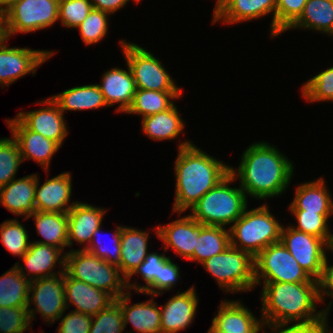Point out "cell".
Wrapping results in <instances>:
<instances>
[{"label":"cell","mask_w":333,"mask_h":333,"mask_svg":"<svg viewBox=\"0 0 333 333\" xmlns=\"http://www.w3.org/2000/svg\"><path fill=\"white\" fill-rule=\"evenodd\" d=\"M157 238L163 241L164 251L169 248L181 258L189 260L196 247V238L199 233V222L190 214L180 217L167 225H159L154 229Z\"/></svg>","instance_id":"18"},{"label":"cell","mask_w":333,"mask_h":333,"mask_svg":"<svg viewBox=\"0 0 333 333\" xmlns=\"http://www.w3.org/2000/svg\"><path fill=\"white\" fill-rule=\"evenodd\" d=\"M18 0H0V15L6 14Z\"/></svg>","instance_id":"52"},{"label":"cell","mask_w":333,"mask_h":333,"mask_svg":"<svg viewBox=\"0 0 333 333\" xmlns=\"http://www.w3.org/2000/svg\"><path fill=\"white\" fill-rule=\"evenodd\" d=\"M28 307H0V333H24L31 322Z\"/></svg>","instance_id":"45"},{"label":"cell","mask_w":333,"mask_h":333,"mask_svg":"<svg viewBox=\"0 0 333 333\" xmlns=\"http://www.w3.org/2000/svg\"><path fill=\"white\" fill-rule=\"evenodd\" d=\"M64 272L58 270L59 275L44 277L31 281L28 297V315L30 322L34 320L36 311L42 315L45 322L54 323L67 309L64 292ZM35 309H31V303Z\"/></svg>","instance_id":"11"},{"label":"cell","mask_w":333,"mask_h":333,"mask_svg":"<svg viewBox=\"0 0 333 333\" xmlns=\"http://www.w3.org/2000/svg\"><path fill=\"white\" fill-rule=\"evenodd\" d=\"M124 329L121 307L114 301L107 308L92 316L89 333H122Z\"/></svg>","instance_id":"42"},{"label":"cell","mask_w":333,"mask_h":333,"mask_svg":"<svg viewBox=\"0 0 333 333\" xmlns=\"http://www.w3.org/2000/svg\"><path fill=\"white\" fill-rule=\"evenodd\" d=\"M34 217L36 231L44 240L35 241L52 245L64 251L68 247V217L67 213L35 211L27 219Z\"/></svg>","instance_id":"30"},{"label":"cell","mask_w":333,"mask_h":333,"mask_svg":"<svg viewBox=\"0 0 333 333\" xmlns=\"http://www.w3.org/2000/svg\"><path fill=\"white\" fill-rule=\"evenodd\" d=\"M141 122L143 133L155 141L175 139L185 127L175 104L165 111L142 118Z\"/></svg>","instance_id":"31"},{"label":"cell","mask_w":333,"mask_h":333,"mask_svg":"<svg viewBox=\"0 0 333 333\" xmlns=\"http://www.w3.org/2000/svg\"><path fill=\"white\" fill-rule=\"evenodd\" d=\"M229 246L230 231L221 226H206L199 223L198 238H196V247L190 261L203 263L212 256L222 253Z\"/></svg>","instance_id":"33"},{"label":"cell","mask_w":333,"mask_h":333,"mask_svg":"<svg viewBox=\"0 0 333 333\" xmlns=\"http://www.w3.org/2000/svg\"><path fill=\"white\" fill-rule=\"evenodd\" d=\"M280 242L312 279L320 278L328 250V244L323 239L290 225L282 227Z\"/></svg>","instance_id":"12"},{"label":"cell","mask_w":333,"mask_h":333,"mask_svg":"<svg viewBox=\"0 0 333 333\" xmlns=\"http://www.w3.org/2000/svg\"><path fill=\"white\" fill-rule=\"evenodd\" d=\"M177 293L165 305L160 306L161 333H178L193 323L198 306L195 288L192 286Z\"/></svg>","instance_id":"20"},{"label":"cell","mask_w":333,"mask_h":333,"mask_svg":"<svg viewBox=\"0 0 333 333\" xmlns=\"http://www.w3.org/2000/svg\"><path fill=\"white\" fill-rule=\"evenodd\" d=\"M3 15H0V41L4 38Z\"/></svg>","instance_id":"53"},{"label":"cell","mask_w":333,"mask_h":333,"mask_svg":"<svg viewBox=\"0 0 333 333\" xmlns=\"http://www.w3.org/2000/svg\"><path fill=\"white\" fill-rule=\"evenodd\" d=\"M227 0H216V5L214 8V13L226 2Z\"/></svg>","instance_id":"55"},{"label":"cell","mask_w":333,"mask_h":333,"mask_svg":"<svg viewBox=\"0 0 333 333\" xmlns=\"http://www.w3.org/2000/svg\"><path fill=\"white\" fill-rule=\"evenodd\" d=\"M28 231L18 220H6L0 225V239L3 246L13 255L23 257L31 241Z\"/></svg>","instance_id":"37"},{"label":"cell","mask_w":333,"mask_h":333,"mask_svg":"<svg viewBox=\"0 0 333 333\" xmlns=\"http://www.w3.org/2000/svg\"><path fill=\"white\" fill-rule=\"evenodd\" d=\"M130 0H90L92 7L109 14H114L124 7Z\"/></svg>","instance_id":"51"},{"label":"cell","mask_w":333,"mask_h":333,"mask_svg":"<svg viewBox=\"0 0 333 333\" xmlns=\"http://www.w3.org/2000/svg\"><path fill=\"white\" fill-rule=\"evenodd\" d=\"M298 27L333 36V0H307L300 17L286 31Z\"/></svg>","instance_id":"32"},{"label":"cell","mask_w":333,"mask_h":333,"mask_svg":"<svg viewBox=\"0 0 333 333\" xmlns=\"http://www.w3.org/2000/svg\"><path fill=\"white\" fill-rule=\"evenodd\" d=\"M62 316L58 318L62 320L57 333H89L92 316L72 310L66 316Z\"/></svg>","instance_id":"47"},{"label":"cell","mask_w":333,"mask_h":333,"mask_svg":"<svg viewBox=\"0 0 333 333\" xmlns=\"http://www.w3.org/2000/svg\"><path fill=\"white\" fill-rule=\"evenodd\" d=\"M149 232L123 226L121 231V255L118 268L128 279L145 260L148 249ZM149 235V236H148Z\"/></svg>","instance_id":"27"},{"label":"cell","mask_w":333,"mask_h":333,"mask_svg":"<svg viewBox=\"0 0 333 333\" xmlns=\"http://www.w3.org/2000/svg\"><path fill=\"white\" fill-rule=\"evenodd\" d=\"M65 272L76 280L106 291L115 300L128 290L127 279L118 266L83 249L65 253Z\"/></svg>","instance_id":"6"},{"label":"cell","mask_w":333,"mask_h":333,"mask_svg":"<svg viewBox=\"0 0 333 333\" xmlns=\"http://www.w3.org/2000/svg\"><path fill=\"white\" fill-rule=\"evenodd\" d=\"M323 177L305 182L296 189L289 210H306L311 213H333V201Z\"/></svg>","instance_id":"28"},{"label":"cell","mask_w":333,"mask_h":333,"mask_svg":"<svg viewBox=\"0 0 333 333\" xmlns=\"http://www.w3.org/2000/svg\"><path fill=\"white\" fill-rule=\"evenodd\" d=\"M267 204L244 211L229 228L231 246L254 258L266 247L280 242L282 224L270 213ZM248 210V211H247Z\"/></svg>","instance_id":"5"},{"label":"cell","mask_w":333,"mask_h":333,"mask_svg":"<svg viewBox=\"0 0 333 333\" xmlns=\"http://www.w3.org/2000/svg\"><path fill=\"white\" fill-rule=\"evenodd\" d=\"M7 38L0 41V86H8L27 74L35 75L37 67L46 62L55 52L32 50L6 45Z\"/></svg>","instance_id":"13"},{"label":"cell","mask_w":333,"mask_h":333,"mask_svg":"<svg viewBox=\"0 0 333 333\" xmlns=\"http://www.w3.org/2000/svg\"><path fill=\"white\" fill-rule=\"evenodd\" d=\"M71 183L70 171L47 179L41 185L37 175L35 190L36 211L67 213L77 203V201L70 203V196L72 195Z\"/></svg>","instance_id":"17"},{"label":"cell","mask_w":333,"mask_h":333,"mask_svg":"<svg viewBox=\"0 0 333 333\" xmlns=\"http://www.w3.org/2000/svg\"><path fill=\"white\" fill-rule=\"evenodd\" d=\"M127 71L111 68L102 75V84H97L108 106L118 103L116 112L125 113L130 108L136 93V84L129 66Z\"/></svg>","instance_id":"24"},{"label":"cell","mask_w":333,"mask_h":333,"mask_svg":"<svg viewBox=\"0 0 333 333\" xmlns=\"http://www.w3.org/2000/svg\"><path fill=\"white\" fill-rule=\"evenodd\" d=\"M255 284L262 282L318 283L298 264L281 242L271 244L255 258Z\"/></svg>","instance_id":"8"},{"label":"cell","mask_w":333,"mask_h":333,"mask_svg":"<svg viewBox=\"0 0 333 333\" xmlns=\"http://www.w3.org/2000/svg\"><path fill=\"white\" fill-rule=\"evenodd\" d=\"M22 162L17 141L13 137L0 138V187L15 179Z\"/></svg>","instance_id":"38"},{"label":"cell","mask_w":333,"mask_h":333,"mask_svg":"<svg viewBox=\"0 0 333 333\" xmlns=\"http://www.w3.org/2000/svg\"><path fill=\"white\" fill-rule=\"evenodd\" d=\"M110 14L98 9H92L85 20L77 27L80 32L82 41L86 45L101 42L107 35L108 16Z\"/></svg>","instance_id":"41"},{"label":"cell","mask_w":333,"mask_h":333,"mask_svg":"<svg viewBox=\"0 0 333 333\" xmlns=\"http://www.w3.org/2000/svg\"><path fill=\"white\" fill-rule=\"evenodd\" d=\"M181 91H154L137 89L133 102L126 113L147 117L169 109L173 99L182 96ZM172 100V101H171Z\"/></svg>","instance_id":"34"},{"label":"cell","mask_w":333,"mask_h":333,"mask_svg":"<svg viewBox=\"0 0 333 333\" xmlns=\"http://www.w3.org/2000/svg\"><path fill=\"white\" fill-rule=\"evenodd\" d=\"M6 121L12 137L18 143L22 160H34L48 173L50 160L61 146L57 142L29 130L17 117Z\"/></svg>","instance_id":"15"},{"label":"cell","mask_w":333,"mask_h":333,"mask_svg":"<svg viewBox=\"0 0 333 333\" xmlns=\"http://www.w3.org/2000/svg\"><path fill=\"white\" fill-rule=\"evenodd\" d=\"M218 285L228 293L249 292L255 284L254 257L233 246L202 263Z\"/></svg>","instance_id":"7"},{"label":"cell","mask_w":333,"mask_h":333,"mask_svg":"<svg viewBox=\"0 0 333 333\" xmlns=\"http://www.w3.org/2000/svg\"><path fill=\"white\" fill-rule=\"evenodd\" d=\"M93 9L90 0H59L58 20L67 28H77Z\"/></svg>","instance_id":"43"},{"label":"cell","mask_w":333,"mask_h":333,"mask_svg":"<svg viewBox=\"0 0 333 333\" xmlns=\"http://www.w3.org/2000/svg\"><path fill=\"white\" fill-rule=\"evenodd\" d=\"M37 174L13 179L7 185L0 187V203L15 215H23L27 220L35 211V190Z\"/></svg>","instance_id":"26"},{"label":"cell","mask_w":333,"mask_h":333,"mask_svg":"<svg viewBox=\"0 0 333 333\" xmlns=\"http://www.w3.org/2000/svg\"><path fill=\"white\" fill-rule=\"evenodd\" d=\"M64 292L67 308L76 306L75 312L95 316L107 308L115 299L106 291L76 280L64 272ZM69 302V303H68Z\"/></svg>","instance_id":"21"},{"label":"cell","mask_w":333,"mask_h":333,"mask_svg":"<svg viewBox=\"0 0 333 333\" xmlns=\"http://www.w3.org/2000/svg\"><path fill=\"white\" fill-rule=\"evenodd\" d=\"M169 257L165 256V252L158 254L156 252L148 253L145 260L138 266L134 273L127 279V289L136 291L135 293H143L146 295H157V276H159L160 265ZM135 274H140L146 285L139 286L131 283L129 280Z\"/></svg>","instance_id":"36"},{"label":"cell","mask_w":333,"mask_h":333,"mask_svg":"<svg viewBox=\"0 0 333 333\" xmlns=\"http://www.w3.org/2000/svg\"><path fill=\"white\" fill-rule=\"evenodd\" d=\"M58 9L59 0H18L3 15L5 38L54 25L58 21Z\"/></svg>","instance_id":"10"},{"label":"cell","mask_w":333,"mask_h":333,"mask_svg":"<svg viewBox=\"0 0 333 333\" xmlns=\"http://www.w3.org/2000/svg\"><path fill=\"white\" fill-rule=\"evenodd\" d=\"M235 180L229 174L190 208V215L206 226L226 227L233 224L248 207L247 196L242 188L229 186Z\"/></svg>","instance_id":"4"},{"label":"cell","mask_w":333,"mask_h":333,"mask_svg":"<svg viewBox=\"0 0 333 333\" xmlns=\"http://www.w3.org/2000/svg\"><path fill=\"white\" fill-rule=\"evenodd\" d=\"M120 44L137 89L180 91L164 65L154 57L153 53L126 40H121Z\"/></svg>","instance_id":"9"},{"label":"cell","mask_w":333,"mask_h":333,"mask_svg":"<svg viewBox=\"0 0 333 333\" xmlns=\"http://www.w3.org/2000/svg\"><path fill=\"white\" fill-rule=\"evenodd\" d=\"M237 170L230 174L239 178L240 187L257 200L277 197L288 188L293 176V162L275 145L259 141L252 143L242 154Z\"/></svg>","instance_id":"1"},{"label":"cell","mask_w":333,"mask_h":333,"mask_svg":"<svg viewBox=\"0 0 333 333\" xmlns=\"http://www.w3.org/2000/svg\"><path fill=\"white\" fill-rule=\"evenodd\" d=\"M31 281L14 266L0 277V307H28Z\"/></svg>","instance_id":"35"},{"label":"cell","mask_w":333,"mask_h":333,"mask_svg":"<svg viewBox=\"0 0 333 333\" xmlns=\"http://www.w3.org/2000/svg\"><path fill=\"white\" fill-rule=\"evenodd\" d=\"M302 96L309 102L333 101V66L302 85Z\"/></svg>","instance_id":"40"},{"label":"cell","mask_w":333,"mask_h":333,"mask_svg":"<svg viewBox=\"0 0 333 333\" xmlns=\"http://www.w3.org/2000/svg\"><path fill=\"white\" fill-rule=\"evenodd\" d=\"M318 281V299L324 302V296H332L333 299V265H328L327 256L322 267V273Z\"/></svg>","instance_id":"50"},{"label":"cell","mask_w":333,"mask_h":333,"mask_svg":"<svg viewBox=\"0 0 333 333\" xmlns=\"http://www.w3.org/2000/svg\"><path fill=\"white\" fill-rule=\"evenodd\" d=\"M328 320H316L308 323H288L264 325L271 329V333H321L327 326ZM264 333L265 330H263Z\"/></svg>","instance_id":"48"},{"label":"cell","mask_w":333,"mask_h":333,"mask_svg":"<svg viewBox=\"0 0 333 333\" xmlns=\"http://www.w3.org/2000/svg\"><path fill=\"white\" fill-rule=\"evenodd\" d=\"M212 319V324L225 333H259L264 329L262 319L258 321L251 310L241 301L223 300Z\"/></svg>","instance_id":"23"},{"label":"cell","mask_w":333,"mask_h":333,"mask_svg":"<svg viewBox=\"0 0 333 333\" xmlns=\"http://www.w3.org/2000/svg\"><path fill=\"white\" fill-rule=\"evenodd\" d=\"M307 0H276V37L301 15Z\"/></svg>","instance_id":"46"},{"label":"cell","mask_w":333,"mask_h":333,"mask_svg":"<svg viewBox=\"0 0 333 333\" xmlns=\"http://www.w3.org/2000/svg\"><path fill=\"white\" fill-rule=\"evenodd\" d=\"M62 253L61 249L52 245L31 242L28 251L21 258L24 265H20L18 262L14 266L20 271L22 276L30 281L55 276L58 273L54 272V270L52 271V269H54L59 260L58 264H60L62 270H65V253L64 255Z\"/></svg>","instance_id":"19"},{"label":"cell","mask_w":333,"mask_h":333,"mask_svg":"<svg viewBox=\"0 0 333 333\" xmlns=\"http://www.w3.org/2000/svg\"><path fill=\"white\" fill-rule=\"evenodd\" d=\"M274 12V13H272ZM273 14L270 25L271 37H276V0H227L215 13L212 24L222 21L225 24L242 23Z\"/></svg>","instance_id":"16"},{"label":"cell","mask_w":333,"mask_h":333,"mask_svg":"<svg viewBox=\"0 0 333 333\" xmlns=\"http://www.w3.org/2000/svg\"><path fill=\"white\" fill-rule=\"evenodd\" d=\"M263 283L261 319L264 325L328 320L333 301L317 312L318 283Z\"/></svg>","instance_id":"3"},{"label":"cell","mask_w":333,"mask_h":333,"mask_svg":"<svg viewBox=\"0 0 333 333\" xmlns=\"http://www.w3.org/2000/svg\"><path fill=\"white\" fill-rule=\"evenodd\" d=\"M179 267L168 258L160 265L159 276H157V295L163 294V291H168L176 285L180 278Z\"/></svg>","instance_id":"49"},{"label":"cell","mask_w":333,"mask_h":333,"mask_svg":"<svg viewBox=\"0 0 333 333\" xmlns=\"http://www.w3.org/2000/svg\"><path fill=\"white\" fill-rule=\"evenodd\" d=\"M328 250L333 253V234H331L330 241L328 243Z\"/></svg>","instance_id":"56"},{"label":"cell","mask_w":333,"mask_h":333,"mask_svg":"<svg viewBox=\"0 0 333 333\" xmlns=\"http://www.w3.org/2000/svg\"><path fill=\"white\" fill-rule=\"evenodd\" d=\"M295 216L297 226L293 225L292 228L314 235L323 239L327 244L330 241L331 233L328 227V218L333 213H311L306 210H290ZM329 229V230H328Z\"/></svg>","instance_id":"39"},{"label":"cell","mask_w":333,"mask_h":333,"mask_svg":"<svg viewBox=\"0 0 333 333\" xmlns=\"http://www.w3.org/2000/svg\"><path fill=\"white\" fill-rule=\"evenodd\" d=\"M105 212L104 208L77 201L67 212L68 247L72 246L75 241L80 245L85 243L83 250H86L91 243L93 233L101 228Z\"/></svg>","instance_id":"22"},{"label":"cell","mask_w":333,"mask_h":333,"mask_svg":"<svg viewBox=\"0 0 333 333\" xmlns=\"http://www.w3.org/2000/svg\"><path fill=\"white\" fill-rule=\"evenodd\" d=\"M192 143L184 141L178 145L174 166L176 191L173 213L187 211L230 174L229 165Z\"/></svg>","instance_id":"2"},{"label":"cell","mask_w":333,"mask_h":333,"mask_svg":"<svg viewBox=\"0 0 333 333\" xmlns=\"http://www.w3.org/2000/svg\"><path fill=\"white\" fill-rule=\"evenodd\" d=\"M51 98L63 113L68 110L82 111L108 107L97 84L73 87L51 96Z\"/></svg>","instance_id":"29"},{"label":"cell","mask_w":333,"mask_h":333,"mask_svg":"<svg viewBox=\"0 0 333 333\" xmlns=\"http://www.w3.org/2000/svg\"><path fill=\"white\" fill-rule=\"evenodd\" d=\"M329 327H326L321 333H331L328 331Z\"/></svg>","instance_id":"57"},{"label":"cell","mask_w":333,"mask_h":333,"mask_svg":"<svg viewBox=\"0 0 333 333\" xmlns=\"http://www.w3.org/2000/svg\"><path fill=\"white\" fill-rule=\"evenodd\" d=\"M123 226L118 225L115 232L113 233V245L105 246L100 240V231L101 228L97 229L93 233V237L91 243L89 244L88 248L86 249L87 252L92 253L93 255L105 260L107 263L114 264L119 266L120 262V255H121V231ZM110 243V242H109Z\"/></svg>","instance_id":"44"},{"label":"cell","mask_w":333,"mask_h":333,"mask_svg":"<svg viewBox=\"0 0 333 333\" xmlns=\"http://www.w3.org/2000/svg\"><path fill=\"white\" fill-rule=\"evenodd\" d=\"M131 294L127 291L115 300L121 307L124 326L130 322L137 333H161V312L153 301L155 295L148 301L129 305Z\"/></svg>","instance_id":"25"},{"label":"cell","mask_w":333,"mask_h":333,"mask_svg":"<svg viewBox=\"0 0 333 333\" xmlns=\"http://www.w3.org/2000/svg\"><path fill=\"white\" fill-rule=\"evenodd\" d=\"M207 333H225V332L219 330L217 327H215L212 324L211 327L209 328V330L207 331Z\"/></svg>","instance_id":"54"},{"label":"cell","mask_w":333,"mask_h":333,"mask_svg":"<svg viewBox=\"0 0 333 333\" xmlns=\"http://www.w3.org/2000/svg\"><path fill=\"white\" fill-rule=\"evenodd\" d=\"M40 103L45 107L35 111L19 112L16 117L29 130L57 142L62 147L64 138L68 135L64 113L52 98L40 101Z\"/></svg>","instance_id":"14"}]
</instances>
